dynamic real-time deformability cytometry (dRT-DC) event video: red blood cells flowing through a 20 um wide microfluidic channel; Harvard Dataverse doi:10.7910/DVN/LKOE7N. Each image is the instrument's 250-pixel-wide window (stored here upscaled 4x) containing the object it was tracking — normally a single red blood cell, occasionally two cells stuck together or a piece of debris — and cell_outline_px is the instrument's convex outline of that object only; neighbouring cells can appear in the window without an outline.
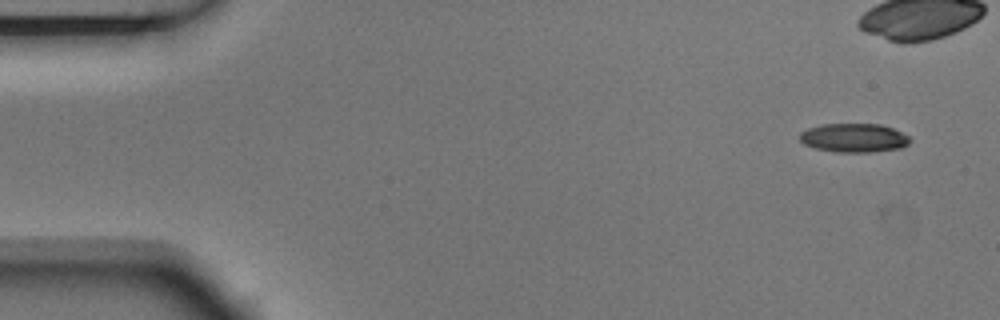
{"species": "Egyptian fruit bat (a non-hibernating species)", "species_latin": "Rousettus aegyptiacus", "temperature_condition": "room temperature", "stored_images_in_passage": 5, "camera_frame_rate_fps": 3000, "um_per_image_px": 0.085, "animal": {"sex": "male"}, "frame": {"image": 1, "passage_image": 1, "time_ms": 0.0, "image_size_px": [1000, 320], "cell_outline_px": [[912, 140], [908, 144], [900, 148], [872, 152], [836, 152], [816, 148], [804, 144], [800, 140], [800, 132], [808, 128], [824, 124], [880, 124], [892, 128], [908, 136]], "centroid_in_image_um": [72.58, 11.72], "position_along_channel_um": 12.4, "area_um2": 18.44}}